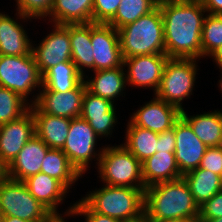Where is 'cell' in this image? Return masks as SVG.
Masks as SVG:
<instances>
[{
    "label": "cell",
    "mask_w": 222,
    "mask_h": 222,
    "mask_svg": "<svg viewBox=\"0 0 222 222\" xmlns=\"http://www.w3.org/2000/svg\"><path fill=\"white\" fill-rule=\"evenodd\" d=\"M0 222H3V213L1 210H0Z\"/></svg>",
    "instance_id": "obj_48"
},
{
    "label": "cell",
    "mask_w": 222,
    "mask_h": 222,
    "mask_svg": "<svg viewBox=\"0 0 222 222\" xmlns=\"http://www.w3.org/2000/svg\"><path fill=\"white\" fill-rule=\"evenodd\" d=\"M50 148L35 134L8 165V177L24 181L41 170V164Z\"/></svg>",
    "instance_id": "obj_19"
},
{
    "label": "cell",
    "mask_w": 222,
    "mask_h": 222,
    "mask_svg": "<svg viewBox=\"0 0 222 222\" xmlns=\"http://www.w3.org/2000/svg\"><path fill=\"white\" fill-rule=\"evenodd\" d=\"M40 172L60 181L69 191L82 178L61 149L50 148L42 161Z\"/></svg>",
    "instance_id": "obj_29"
},
{
    "label": "cell",
    "mask_w": 222,
    "mask_h": 222,
    "mask_svg": "<svg viewBox=\"0 0 222 222\" xmlns=\"http://www.w3.org/2000/svg\"><path fill=\"white\" fill-rule=\"evenodd\" d=\"M87 87L84 79L72 90L61 93L58 91H38L32 95L30 105L34 104L41 112L52 116L69 119L80 117L83 95Z\"/></svg>",
    "instance_id": "obj_11"
},
{
    "label": "cell",
    "mask_w": 222,
    "mask_h": 222,
    "mask_svg": "<svg viewBox=\"0 0 222 222\" xmlns=\"http://www.w3.org/2000/svg\"><path fill=\"white\" fill-rule=\"evenodd\" d=\"M93 0H53L50 24L92 23Z\"/></svg>",
    "instance_id": "obj_26"
},
{
    "label": "cell",
    "mask_w": 222,
    "mask_h": 222,
    "mask_svg": "<svg viewBox=\"0 0 222 222\" xmlns=\"http://www.w3.org/2000/svg\"><path fill=\"white\" fill-rule=\"evenodd\" d=\"M0 12V55L22 56L32 53V40L19 20Z\"/></svg>",
    "instance_id": "obj_20"
},
{
    "label": "cell",
    "mask_w": 222,
    "mask_h": 222,
    "mask_svg": "<svg viewBox=\"0 0 222 222\" xmlns=\"http://www.w3.org/2000/svg\"><path fill=\"white\" fill-rule=\"evenodd\" d=\"M201 2L207 13L222 15V0H201Z\"/></svg>",
    "instance_id": "obj_40"
},
{
    "label": "cell",
    "mask_w": 222,
    "mask_h": 222,
    "mask_svg": "<svg viewBox=\"0 0 222 222\" xmlns=\"http://www.w3.org/2000/svg\"><path fill=\"white\" fill-rule=\"evenodd\" d=\"M222 45V15L206 14L201 36L202 58L209 57Z\"/></svg>",
    "instance_id": "obj_33"
},
{
    "label": "cell",
    "mask_w": 222,
    "mask_h": 222,
    "mask_svg": "<svg viewBox=\"0 0 222 222\" xmlns=\"http://www.w3.org/2000/svg\"><path fill=\"white\" fill-rule=\"evenodd\" d=\"M52 27L41 43L32 44V53L41 75L60 62L72 61L69 24H52Z\"/></svg>",
    "instance_id": "obj_10"
},
{
    "label": "cell",
    "mask_w": 222,
    "mask_h": 222,
    "mask_svg": "<svg viewBox=\"0 0 222 222\" xmlns=\"http://www.w3.org/2000/svg\"><path fill=\"white\" fill-rule=\"evenodd\" d=\"M158 5L162 13L166 55L201 60L202 28L207 14L201 0H159Z\"/></svg>",
    "instance_id": "obj_1"
},
{
    "label": "cell",
    "mask_w": 222,
    "mask_h": 222,
    "mask_svg": "<svg viewBox=\"0 0 222 222\" xmlns=\"http://www.w3.org/2000/svg\"><path fill=\"white\" fill-rule=\"evenodd\" d=\"M97 172L103 184L133 188H146L142 177V163L122 144L105 145Z\"/></svg>",
    "instance_id": "obj_5"
},
{
    "label": "cell",
    "mask_w": 222,
    "mask_h": 222,
    "mask_svg": "<svg viewBox=\"0 0 222 222\" xmlns=\"http://www.w3.org/2000/svg\"><path fill=\"white\" fill-rule=\"evenodd\" d=\"M176 138L175 161L182 175L199 167L207 146L194 134L190 125L180 117L174 124Z\"/></svg>",
    "instance_id": "obj_15"
},
{
    "label": "cell",
    "mask_w": 222,
    "mask_h": 222,
    "mask_svg": "<svg viewBox=\"0 0 222 222\" xmlns=\"http://www.w3.org/2000/svg\"><path fill=\"white\" fill-rule=\"evenodd\" d=\"M29 108L30 104L19 94L0 87V125L20 118Z\"/></svg>",
    "instance_id": "obj_32"
},
{
    "label": "cell",
    "mask_w": 222,
    "mask_h": 222,
    "mask_svg": "<svg viewBox=\"0 0 222 222\" xmlns=\"http://www.w3.org/2000/svg\"><path fill=\"white\" fill-rule=\"evenodd\" d=\"M67 216L73 217L72 214L65 215V217H64V215L63 216L62 215H53L47 222H66L67 220H65V219Z\"/></svg>",
    "instance_id": "obj_45"
},
{
    "label": "cell",
    "mask_w": 222,
    "mask_h": 222,
    "mask_svg": "<svg viewBox=\"0 0 222 222\" xmlns=\"http://www.w3.org/2000/svg\"><path fill=\"white\" fill-rule=\"evenodd\" d=\"M199 168L212 171L222 177V146L208 147Z\"/></svg>",
    "instance_id": "obj_36"
},
{
    "label": "cell",
    "mask_w": 222,
    "mask_h": 222,
    "mask_svg": "<svg viewBox=\"0 0 222 222\" xmlns=\"http://www.w3.org/2000/svg\"><path fill=\"white\" fill-rule=\"evenodd\" d=\"M30 194L44 205L53 215H70L74 204L70 205L64 214L59 213L58 206L65 200L69 190L55 178L39 172L24 180Z\"/></svg>",
    "instance_id": "obj_18"
},
{
    "label": "cell",
    "mask_w": 222,
    "mask_h": 222,
    "mask_svg": "<svg viewBox=\"0 0 222 222\" xmlns=\"http://www.w3.org/2000/svg\"><path fill=\"white\" fill-rule=\"evenodd\" d=\"M35 121V134L49 147L62 149L69 133L71 119L41 112L34 104L29 108Z\"/></svg>",
    "instance_id": "obj_22"
},
{
    "label": "cell",
    "mask_w": 222,
    "mask_h": 222,
    "mask_svg": "<svg viewBox=\"0 0 222 222\" xmlns=\"http://www.w3.org/2000/svg\"><path fill=\"white\" fill-rule=\"evenodd\" d=\"M124 67L92 71L95 75H85L84 81L87 90L96 96L107 99L113 103L123 96L127 82ZM94 76V77H93ZM88 78V79H87Z\"/></svg>",
    "instance_id": "obj_21"
},
{
    "label": "cell",
    "mask_w": 222,
    "mask_h": 222,
    "mask_svg": "<svg viewBox=\"0 0 222 222\" xmlns=\"http://www.w3.org/2000/svg\"><path fill=\"white\" fill-rule=\"evenodd\" d=\"M69 37L71 41L72 62L76 65L79 73L85 77V72L88 69L94 71L91 23L69 24Z\"/></svg>",
    "instance_id": "obj_25"
},
{
    "label": "cell",
    "mask_w": 222,
    "mask_h": 222,
    "mask_svg": "<svg viewBox=\"0 0 222 222\" xmlns=\"http://www.w3.org/2000/svg\"><path fill=\"white\" fill-rule=\"evenodd\" d=\"M0 210L3 216L27 221H48L53 214L29 192L24 181L7 178L0 182Z\"/></svg>",
    "instance_id": "obj_8"
},
{
    "label": "cell",
    "mask_w": 222,
    "mask_h": 222,
    "mask_svg": "<svg viewBox=\"0 0 222 222\" xmlns=\"http://www.w3.org/2000/svg\"><path fill=\"white\" fill-rule=\"evenodd\" d=\"M199 214L200 207L183 177L144 190L145 220L199 219Z\"/></svg>",
    "instance_id": "obj_2"
},
{
    "label": "cell",
    "mask_w": 222,
    "mask_h": 222,
    "mask_svg": "<svg viewBox=\"0 0 222 222\" xmlns=\"http://www.w3.org/2000/svg\"><path fill=\"white\" fill-rule=\"evenodd\" d=\"M198 61L199 59L192 58H168L159 88L154 95L183 110L182 101L193 95L199 70Z\"/></svg>",
    "instance_id": "obj_6"
},
{
    "label": "cell",
    "mask_w": 222,
    "mask_h": 222,
    "mask_svg": "<svg viewBox=\"0 0 222 222\" xmlns=\"http://www.w3.org/2000/svg\"><path fill=\"white\" fill-rule=\"evenodd\" d=\"M222 217V189L200 206L199 219Z\"/></svg>",
    "instance_id": "obj_38"
},
{
    "label": "cell",
    "mask_w": 222,
    "mask_h": 222,
    "mask_svg": "<svg viewBox=\"0 0 222 222\" xmlns=\"http://www.w3.org/2000/svg\"><path fill=\"white\" fill-rule=\"evenodd\" d=\"M91 43L93 46L94 71L124 67L119 33L113 26L92 22Z\"/></svg>",
    "instance_id": "obj_13"
},
{
    "label": "cell",
    "mask_w": 222,
    "mask_h": 222,
    "mask_svg": "<svg viewBox=\"0 0 222 222\" xmlns=\"http://www.w3.org/2000/svg\"><path fill=\"white\" fill-rule=\"evenodd\" d=\"M142 177L147 188L160 182L174 181L183 177L175 161V153L156 152L142 162Z\"/></svg>",
    "instance_id": "obj_24"
},
{
    "label": "cell",
    "mask_w": 222,
    "mask_h": 222,
    "mask_svg": "<svg viewBox=\"0 0 222 222\" xmlns=\"http://www.w3.org/2000/svg\"><path fill=\"white\" fill-rule=\"evenodd\" d=\"M181 110V117L190 125L194 134L207 147L222 146V110L204 112L203 114L188 115Z\"/></svg>",
    "instance_id": "obj_23"
},
{
    "label": "cell",
    "mask_w": 222,
    "mask_h": 222,
    "mask_svg": "<svg viewBox=\"0 0 222 222\" xmlns=\"http://www.w3.org/2000/svg\"><path fill=\"white\" fill-rule=\"evenodd\" d=\"M153 96L152 100L137 108L138 110L130 116L129 121L135 126L159 134L174 127L175 122L181 117V110Z\"/></svg>",
    "instance_id": "obj_14"
},
{
    "label": "cell",
    "mask_w": 222,
    "mask_h": 222,
    "mask_svg": "<svg viewBox=\"0 0 222 222\" xmlns=\"http://www.w3.org/2000/svg\"><path fill=\"white\" fill-rule=\"evenodd\" d=\"M3 222H47V221H27L18 217L3 216Z\"/></svg>",
    "instance_id": "obj_44"
},
{
    "label": "cell",
    "mask_w": 222,
    "mask_h": 222,
    "mask_svg": "<svg viewBox=\"0 0 222 222\" xmlns=\"http://www.w3.org/2000/svg\"><path fill=\"white\" fill-rule=\"evenodd\" d=\"M72 216H84V222H123L94 212L82 199H79V201L74 203Z\"/></svg>",
    "instance_id": "obj_37"
},
{
    "label": "cell",
    "mask_w": 222,
    "mask_h": 222,
    "mask_svg": "<svg viewBox=\"0 0 222 222\" xmlns=\"http://www.w3.org/2000/svg\"><path fill=\"white\" fill-rule=\"evenodd\" d=\"M158 3L159 0H121L115 16L107 24L118 30L153 11Z\"/></svg>",
    "instance_id": "obj_31"
},
{
    "label": "cell",
    "mask_w": 222,
    "mask_h": 222,
    "mask_svg": "<svg viewBox=\"0 0 222 222\" xmlns=\"http://www.w3.org/2000/svg\"><path fill=\"white\" fill-rule=\"evenodd\" d=\"M168 58L166 54H150L123 59L128 87L151 88L155 94Z\"/></svg>",
    "instance_id": "obj_12"
},
{
    "label": "cell",
    "mask_w": 222,
    "mask_h": 222,
    "mask_svg": "<svg viewBox=\"0 0 222 222\" xmlns=\"http://www.w3.org/2000/svg\"><path fill=\"white\" fill-rule=\"evenodd\" d=\"M123 59L138 55L166 54L162 13L151 12L118 29Z\"/></svg>",
    "instance_id": "obj_4"
},
{
    "label": "cell",
    "mask_w": 222,
    "mask_h": 222,
    "mask_svg": "<svg viewBox=\"0 0 222 222\" xmlns=\"http://www.w3.org/2000/svg\"><path fill=\"white\" fill-rule=\"evenodd\" d=\"M199 222H222V217L215 219H198Z\"/></svg>",
    "instance_id": "obj_46"
},
{
    "label": "cell",
    "mask_w": 222,
    "mask_h": 222,
    "mask_svg": "<svg viewBox=\"0 0 222 222\" xmlns=\"http://www.w3.org/2000/svg\"><path fill=\"white\" fill-rule=\"evenodd\" d=\"M8 178V165L0 157V182Z\"/></svg>",
    "instance_id": "obj_42"
},
{
    "label": "cell",
    "mask_w": 222,
    "mask_h": 222,
    "mask_svg": "<svg viewBox=\"0 0 222 222\" xmlns=\"http://www.w3.org/2000/svg\"><path fill=\"white\" fill-rule=\"evenodd\" d=\"M35 135V121L29 109L20 118L0 125V157L9 165Z\"/></svg>",
    "instance_id": "obj_16"
},
{
    "label": "cell",
    "mask_w": 222,
    "mask_h": 222,
    "mask_svg": "<svg viewBox=\"0 0 222 222\" xmlns=\"http://www.w3.org/2000/svg\"><path fill=\"white\" fill-rule=\"evenodd\" d=\"M15 2L16 18L24 23L31 19L47 18L53 4V0H15Z\"/></svg>",
    "instance_id": "obj_34"
},
{
    "label": "cell",
    "mask_w": 222,
    "mask_h": 222,
    "mask_svg": "<svg viewBox=\"0 0 222 222\" xmlns=\"http://www.w3.org/2000/svg\"><path fill=\"white\" fill-rule=\"evenodd\" d=\"M84 77L72 61L60 62L42 75V90L65 93L74 89Z\"/></svg>",
    "instance_id": "obj_27"
},
{
    "label": "cell",
    "mask_w": 222,
    "mask_h": 222,
    "mask_svg": "<svg viewBox=\"0 0 222 222\" xmlns=\"http://www.w3.org/2000/svg\"><path fill=\"white\" fill-rule=\"evenodd\" d=\"M213 58V62L217 65L219 69H222V45L216 49L209 58Z\"/></svg>",
    "instance_id": "obj_41"
},
{
    "label": "cell",
    "mask_w": 222,
    "mask_h": 222,
    "mask_svg": "<svg viewBox=\"0 0 222 222\" xmlns=\"http://www.w3.org/2000/svg\"><path fill=\"white\" fill-rule=\"evenodd\" d=\"M138 222H147L145 219L141 220V221H138Z\"/></svg>",
    "instance_id": "obj_49"
},
{
    "label": "cell",
    "mask_w": 222,
    "mask_h": 222,
    "mask_svg": "<svg viewBox=\"0 0 222 222\" xmlns=\"http://www.w3.org/2000/svg\"><path fill=\"white\" fill-rule=\"evenodd\" d=\"M147 222H199L198 219H166V220H146Z\"/></svg>",
    "instance_id": "obj_43"
},
{
    "label": "cell",
    "mask_w": 222,
    "mask_h": 222,
    "mask_svg": "<svg viewBox=\"0 0 222 222\" xmlns=\"http://www.w3.org/2000/svg\"><path fill=\"white\" fill-rule=\"evenodd\" d=\"M176 138L174 127L170 130L159 133L156 152L175 153Z\"/></svg>",
    "instance_id": "obj_39"
},
{
    "label": "cell",
    "mask_w": 222,
    "mask_h": 222,
    "mask_svg": "<svg viewBox=\"0 0 222 222\" xmlns=\"http://www.w3.org/2000/svg\"><path fill=\"white\" fill-rule=\"evenodd\" d=\"M122 145L141 163L156 153L158 133L133 125L129 120Z\"/></svg>",
    "instance_id": "obj_30"
},
{
    "label": "cell",
    "mask_w": 222,
    "mask_h": 222,
    "mask_svg": "<svg viewBox=\"0 0 222 222\" xmlns=\"http://www.w3.org/2000/svg\"><path fill=\"white\" fill-rule=\"evenodd\" d=\"M87 192L81 199L96 213L123 222H138L144 219V190L122 186L102 185Z\"/></svg>",
    "instance_id": "obj_3"
},
{
    "label": "cell",
    "mask_w": 222,
    "mask_h": 222,
    "mask_svg": "<svg viewBox=\"0 0 222 222\" xmlns=\"http://www.w3.org/2000/svg\"><path fill=\"white\" fill-rule=\"evenodd\" d=\"M219 71H221V73H220V75L222 74V69H220ZM219 83V88H220V91H221V93H222V75H221V79L218 81Z\"/></svg>",
    "instance_id": "obj_47"
},
{
    "label": "cell",
    "mask_w": 222,
    "mask_h": 222,
    "mask_svg": "<svg viewBox=\"0 0 222 222\" xmlns=\"http://www.w3.org/2000/svg\"><path fill=\"white\" fill-rule=\"evenodd\" d=\"M121 0H93L92 22L107 24L117 12Z\"/></svg>",
    "instance_id": "obj_35"
},
{
    "label": "cell",
    "mask_w": 222,
    "mask_h": 222,
    "mask_svg": "<svg viewBox=\"0 0 222 222\" xmlns=\"http://www.w3.org/2000/svg\"><path fill=\"white\" fill-rule=\"evenodd\" d=\"M183 178L199 207L222 189L220 175L199 167L185 173Z\"/></svg>",
    "instance_id": "obj_28"
},
{
    "label": "cell",
    "mask_w": 222,
    "mask_h": 222,
    "mask_svg": "<svg viewBox=\"0 0 222 222\" xmlns=\"http://www.w3.org/2000/svg\"><path fill=\"white\" fill-rule=\"evenodd\" d=\"M116 105V103L96 96L86 89L80 117L90 124L99 139L112 137L114 127L118 124Z\"/></svg>",
    "instance_id": "obj_17"
},
{
    "label": "cell",
    "mask_w": 222,
    "mask_h": 222,
    "mask_svg": "<svg viewBox=\"0 0 222 222\" xmlns=\"http://www.w3.org/2000/svg\"><path fill=\"white\" fill-rule=\"evenodd\" d=\"M98 139L99 137L86 120L81 117L71 119L68 137L61 150L81 176L90 170L88 168L93 159L97 161L95 164L98 166L104 149V146L98 150L95 147Z\"/></svg>",
    "instance_id": "obj_9"
},
{
    "label": "cell",
    "mask_w": 222,
    "mask_h": 222,
    "mask_svg": "<svg viewBox=\"0 0 222 222\" xmlns=\"http://www.w3.org/2000/svg\"><path fill=\"white\" fill-rule=\"evenodd\" d=\"M0 87L14 91L30 104L29 96L36 89L40 91L42 88V75L33 53L22 56L0 55Z\"/></svg>",
    "instance_id": "obj_7"
}]
</instances>
